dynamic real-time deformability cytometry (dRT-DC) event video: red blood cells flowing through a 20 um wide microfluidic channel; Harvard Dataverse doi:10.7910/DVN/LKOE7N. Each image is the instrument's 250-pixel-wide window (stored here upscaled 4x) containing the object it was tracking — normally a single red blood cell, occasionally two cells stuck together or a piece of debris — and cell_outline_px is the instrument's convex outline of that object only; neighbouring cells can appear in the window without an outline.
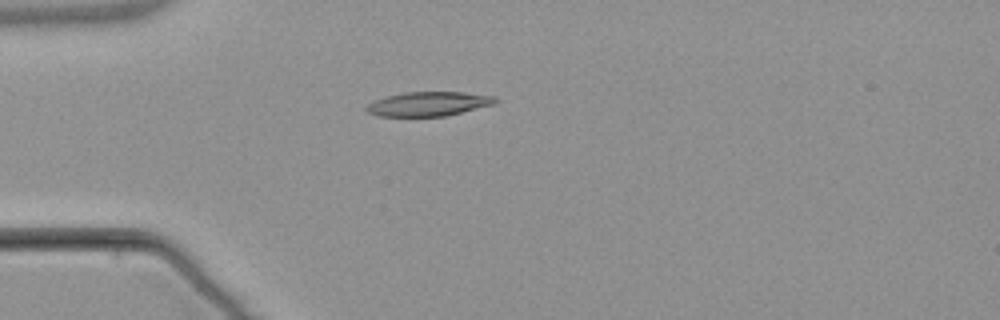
{"species": "common noctule bat (a hibernating species)", "species_latin": "Nyctalus noctula", "temperature_condition": "warm", "stored_images_in_passage": 6, "camera_frame_rate_fps": 3000, "um_per_image_px": 0.085, "animal": {"sex": "male", "body_mass_g": 21.5, "forearm_length_mm": 52.0}, "frame": {"image": 1, "passage_image": 6, "time_ms": 6.0, "image_size_px": [1000, 320], "cell_outline_px": [[496, 104], [444, 116], [376, 116], [368, 112], [364, 108], [368, 104], [376, 100], [388, 96], [404, 92], [464, 92], [496, 96]], "centroid_in_image_um": [36.44, 8.83], "position_along_channel_um": 48.6, "area_um2": 18.15}}